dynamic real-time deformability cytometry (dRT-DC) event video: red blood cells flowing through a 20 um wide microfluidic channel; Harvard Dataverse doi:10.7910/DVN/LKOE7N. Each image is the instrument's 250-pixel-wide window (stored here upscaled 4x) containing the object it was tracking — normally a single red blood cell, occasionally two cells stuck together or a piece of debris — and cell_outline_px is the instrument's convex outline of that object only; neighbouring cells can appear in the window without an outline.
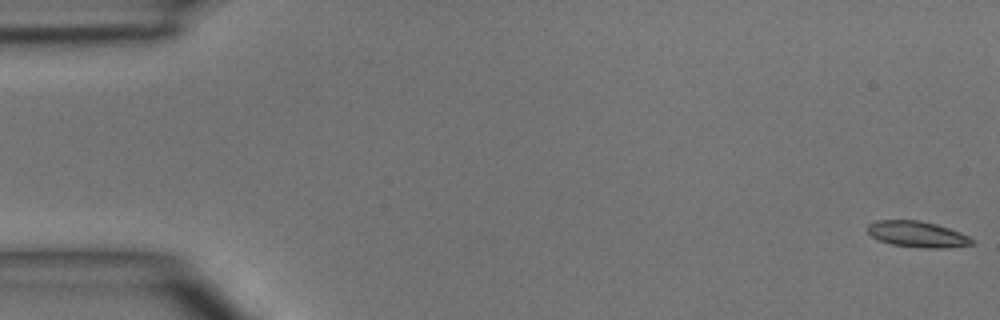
{"species": "common noctule bat (a hibernating species)", "species_latin": "Nyctalus noctula", "temperature_condition": "room temperature", "stored_images_in_passage": 3, "camera_frame_rate_fps": 3000, "um_per_image_px": 0.085, "animal": {"sex": "male", "body_mass_g": 15.6}, "frame": {"image": 1, "passage_image": 1, "time_ms": 0.0, "image_size_px": [1000, 320], "cell_outline_px": [[976, 240], [972, 244], [944, 248], [924, 248], [892, 244], [880, 240], [872, 236], [868, 232], [868, 224], [876, 220], [920, 220], [936, 224], [960, 232]], "centroid_in_image_um": [77.99, 19.9], "position_along_channel_um": 7.0, "area_um2": 15.72}}